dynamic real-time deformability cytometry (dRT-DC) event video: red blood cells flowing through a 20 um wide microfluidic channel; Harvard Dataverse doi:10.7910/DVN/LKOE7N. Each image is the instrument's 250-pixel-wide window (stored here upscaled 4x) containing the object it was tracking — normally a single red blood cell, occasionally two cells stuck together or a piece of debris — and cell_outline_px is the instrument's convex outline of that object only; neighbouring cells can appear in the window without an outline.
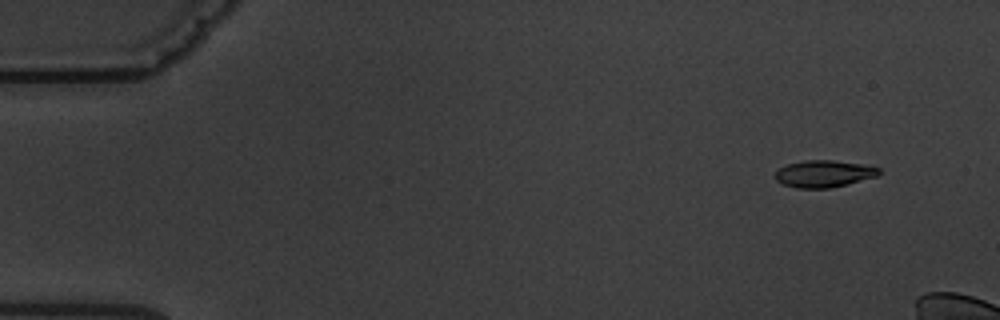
{"species": "common noctule bat (a hibernating species)", "species_latin": "Nyctalus noctula", "temperature_condition": "warm", "stored_images_in_passage": 5, "camera_frame_rate_fps": 3000, "um_per_image_px": 0.085, "animal": {"sex": "male", "body_mass_g": 19.5, "forearm_length_mm": 54.6}, "frame": {"image": 1, "passage_image": 2, "time_ms": 1.0, "image_size_px": [1000, 320], "cell_outline_px": [[880, 172], [876, 176], [848, 184], [832, 188], [796, 188], [780, 184], [772, 176], [780, 168], [788, 164], [804, 160], [832, 160], [860, 164], [880, 168]], "centroid_in_image_um": [69.97, 14.78], "position_along_channel_um": 15.0, "area_um2": 16.36}}